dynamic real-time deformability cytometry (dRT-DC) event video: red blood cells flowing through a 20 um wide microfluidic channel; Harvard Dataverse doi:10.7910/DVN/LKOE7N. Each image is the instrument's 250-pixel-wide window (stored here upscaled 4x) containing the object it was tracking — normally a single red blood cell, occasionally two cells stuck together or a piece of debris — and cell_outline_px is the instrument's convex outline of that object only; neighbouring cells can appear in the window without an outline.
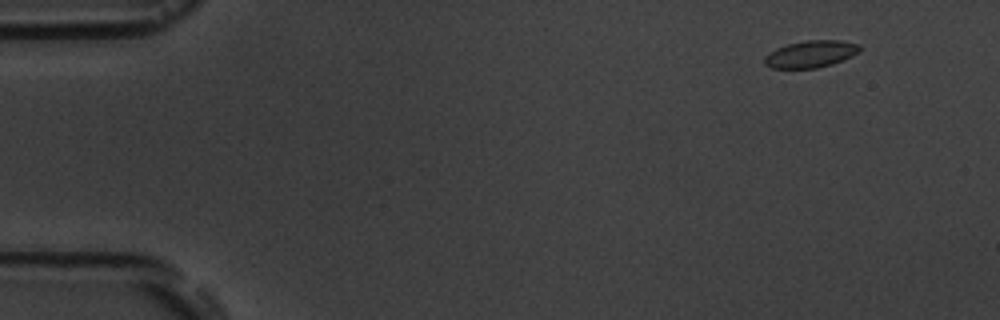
{"species": "common noctule bat (a hibernating species)", "species_latin": "Nyctalus noctula", "temperature_condition": "room temperature", "stored_images_in_passage": 7, "camera_frame_rate_fps": 3000, "um_per_image_px": 0.085, "animal": {"sex": "male", "body_mass_g": 19.5, "forearm_length_mm": 54.6}, "frame": {"image": 1, "passage_image": 2, "time_ms": 1.333, "image_size_px": [1000, 320], "cell_outline_px": [[860, 52], [844, 60], [832, 64], [816, 68], [772, 68], [764, 64], [764, 56], [768, 52], [776, 48], [788, 44], [808, 40], [840, 40], [860, 44]], "centroid_in_image_um": [68.92, 4.59], "position_along_channel_um": 16.1, "area_um2": 15.09}}
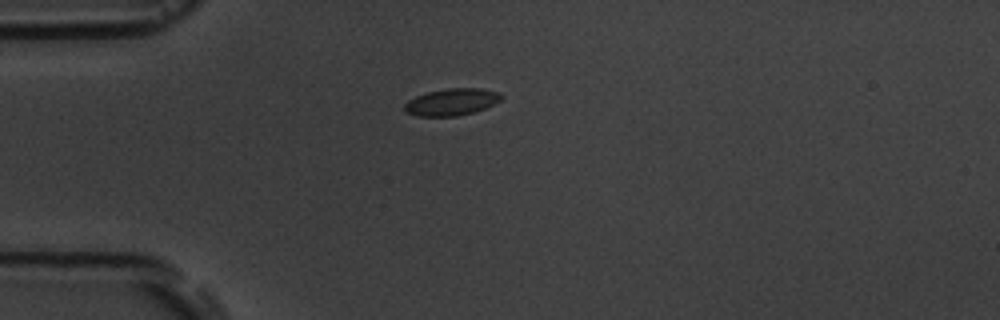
{"frame": {"image": 2, "passage_image": 5, "time_ms": 4.667, "image_size_px": [1000, 320], "cell_outline_px": [[504, 96], [500, 100], [484, 108], [472, 112], [456, 116], [416, 116], [404, 112], [404, 104], [408, 100], [416, 96], [428, 92], [448, 88], [480, 88], [500, 92]], "centroid_in_image_um": [38.37, 8.66], "position_along_channel_um": 46.6, "area_um2": 15.14}}
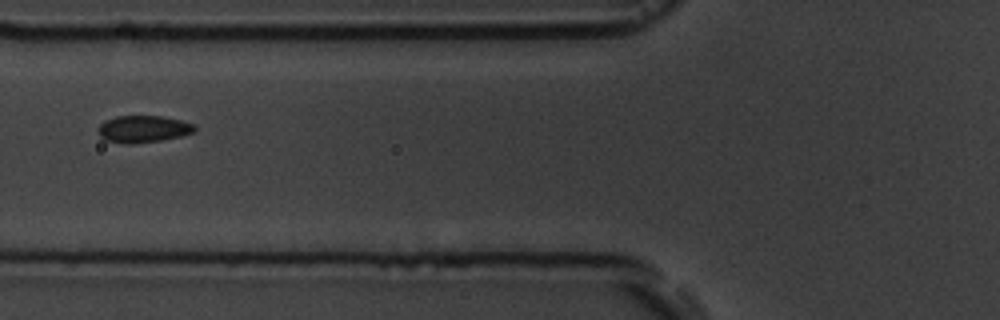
{"frame": {"image": 3, "passage_image": 7, "time_ms": 7.0, "image_size_px": [1000, 320], "cell_outline_px": [[196, 128], [192, 132], [180, 136], [160, 140], [132, 144], [128, 144], [104, 140], [96, 132], [96, 128], [104, 120], [116, 116], [164, 116], [196, 124]], "centroid_in_image_um": [12.12, 10.96], "position_along_channel_um": 113.7, "area_um2": 15.32}}